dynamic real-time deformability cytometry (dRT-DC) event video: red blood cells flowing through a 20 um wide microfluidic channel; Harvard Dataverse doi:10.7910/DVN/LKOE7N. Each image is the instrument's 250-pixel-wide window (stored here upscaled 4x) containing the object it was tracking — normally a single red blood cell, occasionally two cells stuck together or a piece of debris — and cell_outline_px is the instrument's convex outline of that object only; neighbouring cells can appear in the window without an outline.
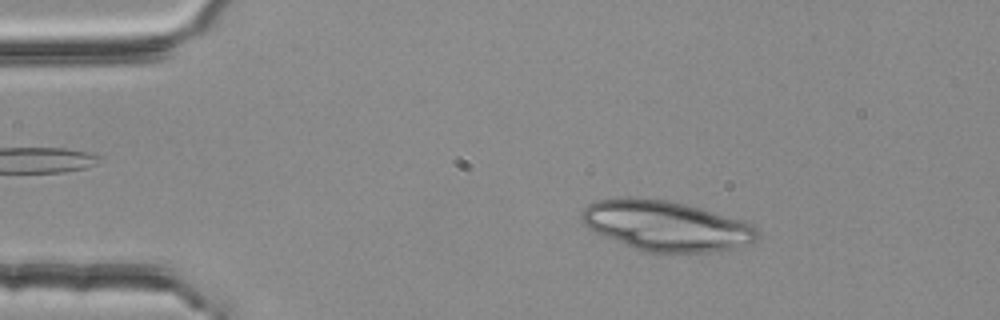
{"species": "common noctule bat (a hibernating species)", "species_latin": "Nyctalus noctula", "temperature_condition": "room temperature", "stored_images_in_passage": 18, "camera_frame_rate_fps": 3000, "um_per_image_px": 0.085, "animal": {"sex": "female", "body_mass_g": 25.1}, "frame": {"image": 1, "passage_image": 8, "time_ms": 2.333, "image_size_px": [1000, 320], "cell_outline_px": [[760, 236], [752, 244], [736, 248], [708, 252], [644, 252], [604, 236], [588, 228], [584, 224], [580, 216], [580, 212], [588, 204], [600, 200], [668, 200], [700, 208], [744, 220], [752, 224], [756, 228]], "centroid_in_image_um": [56.7, 19.23], "position_along_channel_um": 28.3, "area_um2": 50.58}}